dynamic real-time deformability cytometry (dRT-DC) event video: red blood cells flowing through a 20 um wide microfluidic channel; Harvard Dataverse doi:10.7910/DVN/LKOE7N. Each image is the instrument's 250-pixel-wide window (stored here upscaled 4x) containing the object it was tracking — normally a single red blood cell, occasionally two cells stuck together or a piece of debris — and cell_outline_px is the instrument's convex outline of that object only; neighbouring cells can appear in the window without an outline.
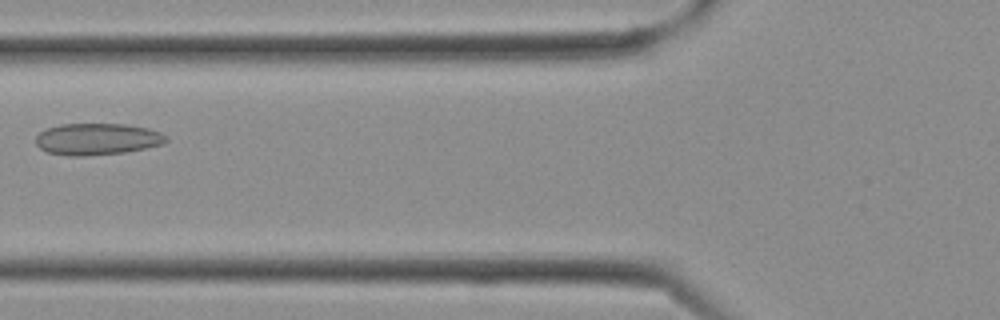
{"species": "Egyptian fruit bat (a non-hibernating species)", "species_latin": "Rousettus aegyptiacus", "temperature_condition": "cold", "stored_images_in_passage": 9, "camera_frame_rate_fps": 3000, "um_per_image_px": 0.085, "frame": {"image": 1, "passage_image": 8, "time_ms": 2.333, "image_size_px": [1000, 320], "cell_outline_px": [[168, 140], [164, 144], [124, 152], [88, 156], [68, 156], [48, 152], [40, 148], [36, 144], [36, 136], [40, 132], [48, 128], [60, 124], [124, 124], [148, 128], [160, 132], [168, 136]], "centroid_in_image_um": [8.27, 11.82], "position_along_channel_um": 117.5, "area_um2": 24.1}}